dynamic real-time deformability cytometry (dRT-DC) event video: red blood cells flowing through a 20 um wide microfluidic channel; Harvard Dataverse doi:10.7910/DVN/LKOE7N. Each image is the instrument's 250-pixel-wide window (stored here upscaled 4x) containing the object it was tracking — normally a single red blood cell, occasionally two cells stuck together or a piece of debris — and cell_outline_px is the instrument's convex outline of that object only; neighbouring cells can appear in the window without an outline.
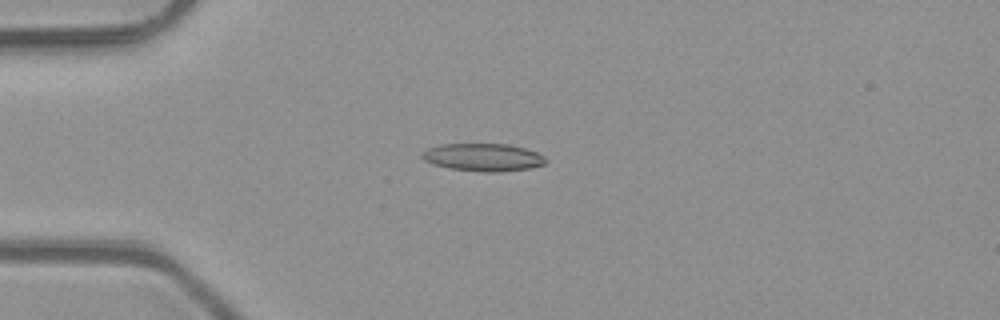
{"species": "common noctule bat (a hibernating species)", "species_latin": "Nyctalus noctula", "temperature_condition": "room temperature", "stored_images_in_passage": 51, "camera_frame_rate_fps": 3000, "um_per_image_px": 0.085, "animal": {"sex": "male", "body_mass_g": 23.1, "forearm_length_mm": 52.7}, "frame": {"image": 1, "passage_image": 14, "time_ms": 4.333, "image_size_px": [1000, 320], "cell_outline_px": [[548, 160], [544, 164], [532, 168], [500, 172], [484, 172], [448, 168], [432, 164], [424, 160], [420, 156], [428, 148], [440, 144], [508, 144], [524, 148], [536, 152], [544, 156]], "centroid_in_image_um": [41.08, 13.37], "position_along_channel_um": 43.9, "area_um2": 20.06}}
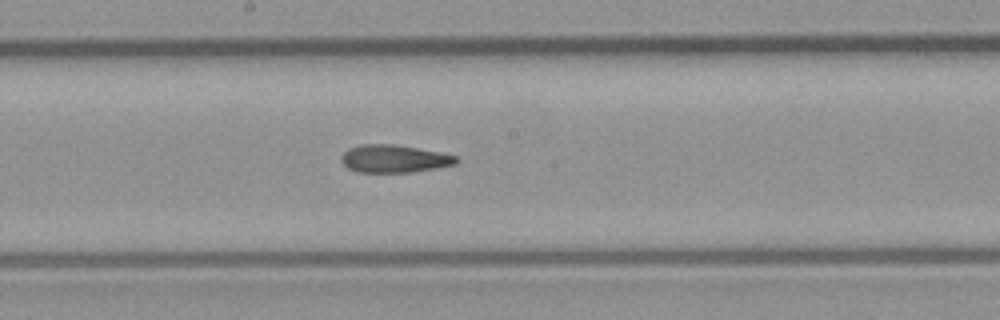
{"frame": {"image": 2, "passage_image": 28, "time_ms": 9.0, "image_size_px": [1000, 320], "cell_outline_px": [[460, 160], [456, 164], [436, 168], [412, 172], [356, 172], [348, 168], [340, 160], [340, 156], [348, 148], [360, 144], [392, 144], [440, 152], [456, 156]], "centroid_in_image_um": [33.48, 13.49], "position_along_channel_um": 214.7, "area_um2": 18.61}}
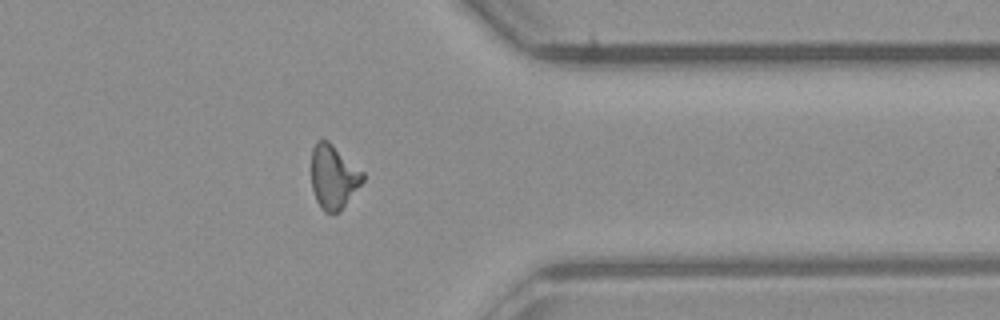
{"frame": {"image": 3, "passage_image": 41, "time_ms": 13.333, "image_size_px": [1000, 320], "cell_outline_px": [[364, 180], [340, 212], [324, 212], [320, 208], [316, 200], [312, 188], [312, 148], [316, 140], [328, 140], [364, 172]], "centroid_in_image_um": [28.34, 15.03], "position_along_channel_um": 383.1, "area_um2": 19.19}, "authors_computed_cell_mechanics": {"area_um2": 19.1318, "velocity_mm_per_s": 4.1325, "shape_relaxation_time_tau1_ms": null, "shape_relaxation_time_tau2_ms": 4.0458, "deformation_change_tau1": null, "deformation_change_tau2": 0.1361}}